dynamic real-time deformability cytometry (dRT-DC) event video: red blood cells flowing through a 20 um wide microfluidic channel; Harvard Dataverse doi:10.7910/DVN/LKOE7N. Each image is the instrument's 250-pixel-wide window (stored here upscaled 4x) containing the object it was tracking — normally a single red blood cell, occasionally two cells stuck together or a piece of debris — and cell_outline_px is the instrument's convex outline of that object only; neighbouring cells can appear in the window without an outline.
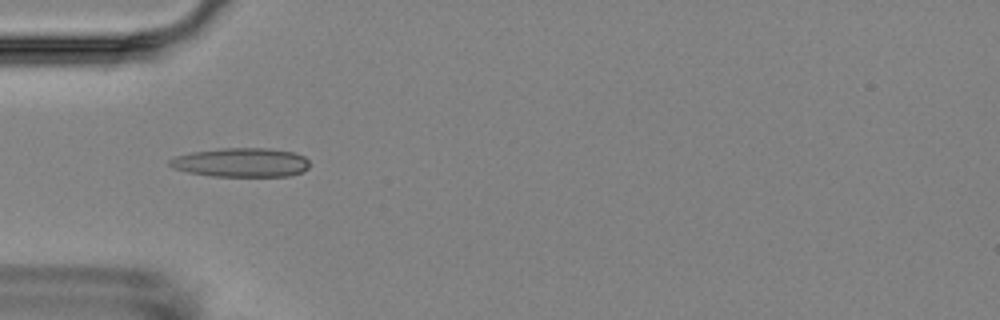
{"species": "Egyptian fruit bat (a non-hibernating species)", "species_latin": "Rousettus aegyptiacus", "temperature_condition": "room temperature", "stored_images_in_passage": 3, "camera_frame_rate_fps": 3000, "um_per_image_px": 0.085, "animal": {"sex": "female"}, "frame": {"image": 1, "passage_image": 2, "time_ms": 1.333, "image_size_px": [1000, 320], "cell_outline_px": [[308, 168], [304, 172], [288, 176], [212, 176], [188, 172], [172, 168], [168, 164], [168, 160], [176, 156], [192, 152], [220, 148], [268, 148], [296, 152], [304, 156], [308, 160]], "centroid_in_image_um": [20.51, 13.81], "position_along_channel_um": 64.5, "area_um2": 23.87}}